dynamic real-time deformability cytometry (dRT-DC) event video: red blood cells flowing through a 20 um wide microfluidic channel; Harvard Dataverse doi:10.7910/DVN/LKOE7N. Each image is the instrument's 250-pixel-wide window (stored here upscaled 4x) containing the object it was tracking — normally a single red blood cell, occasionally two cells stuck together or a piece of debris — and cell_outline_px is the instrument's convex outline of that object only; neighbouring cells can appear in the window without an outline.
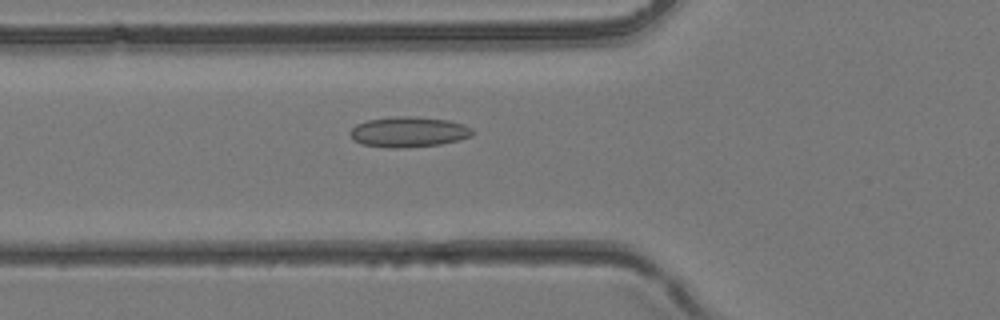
{"species": "common noctule bat (a hibernating species)", "species_latin": "Nyctalus noctula", "temperature_condition": "room temperature", "stored_images_in_passage": 43, "camera_frame_rate_fps": 3000, "um_per_image_px": 0.085, "animal": {"sex": "female", "body_mass_g": 24.6, "forearm_length_mm": 56.2}, "frame": {"image": 1, "passage_image": 16, "time_ms": 5.0, "image_size_px": [1000, 320], "cell_outline_px": [[476, 132], [472, 136], [460, 140], [440, 144], [404, 148], [388, 148], [360, 144], [352, 140], [348, 132], [356, 124], [368, 120], [396, 116], [416, 116], [448, 120], [464, 124], [472, 128]], "centroid_in_image_um": [34.73, 11.22], "position_along_channel_um": 91.1, "area_um2": 22.08}}
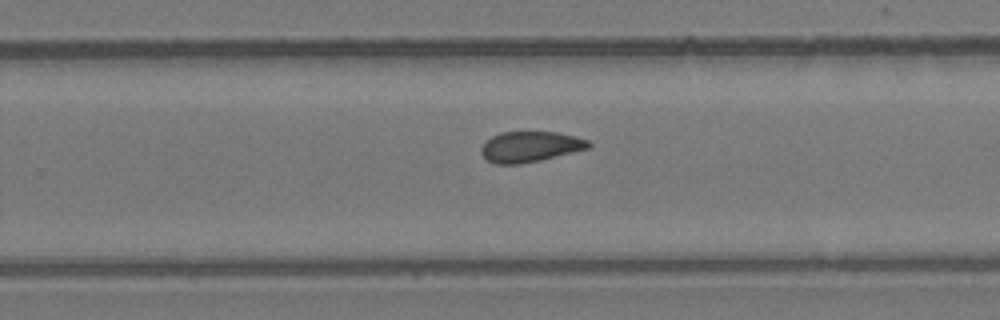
{"frame": {"image": 2, "passage_image": 28, "time_ms": 9.0, "image_size_px": [1000, 320], "cell_outline_px": [[592, 144], [588, 148], [540, 160], [520, 164], [492, 164], [480, 152], [480, 148], [492, 136], [500, 132], [556, 132], [588, 140]], "centroid_in_image_um": [45.03, 12.47], "position_along_channel_um": 284.8, "area_um2": 18.9}}
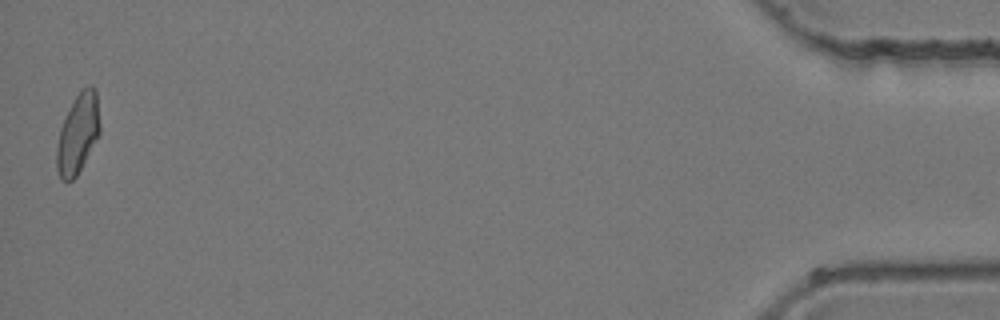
{"frame": {"image": 3, "passage_image": 43, "time_ms": 14.0, "image_size_px": [1000, 320], "cell_outline_px": [[100, 132], [76, 176], [72, 180], [60, 180], [56, 168], [56, 148], [60, 128], [76, 96], [88, 84], [92, 84], [96, 88], [100, 124]], "centroid_in_image_um": [6.62, 11.35], "position_along_channel_um": 428.6, "area_um2": 19.77}}